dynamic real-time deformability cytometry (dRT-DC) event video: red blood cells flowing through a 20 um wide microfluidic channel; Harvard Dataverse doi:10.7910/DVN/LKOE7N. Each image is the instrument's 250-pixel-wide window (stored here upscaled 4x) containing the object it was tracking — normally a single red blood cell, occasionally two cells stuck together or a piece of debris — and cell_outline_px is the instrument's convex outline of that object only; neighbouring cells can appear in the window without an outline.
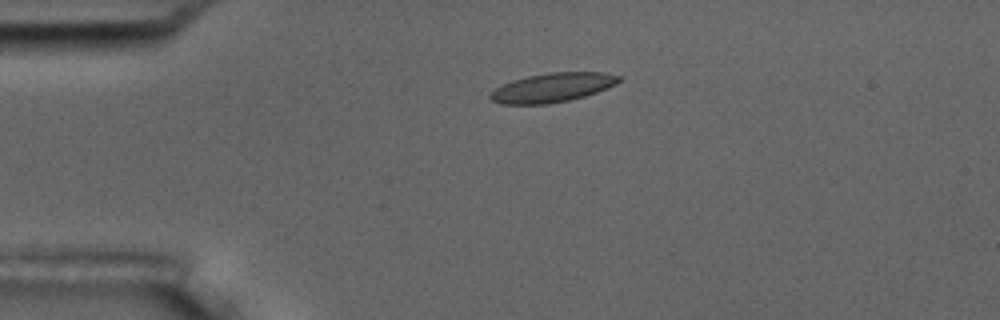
{"species": "common noctule bat (a hibernating species)", "species_latin": "Nyctalus noctula", "temperature_condition": "room temperature", "stored_images_in_passage": 2, "camera_frame_rate_fps": 3000, "um_per_image_px": 0.085, "animal": {"sex": "male", "body_mass_g": 17.5, "forearm_length_mm": 52.3}, "frame": {"image": 1, "passage_image": 1, "time_ms": 0.0, "image_size_px": [1000, 320], "cell_outline_px": [[624, 76], [616, 84], [596, 92], [584, 96], [568, 100], [548, 104], [500, 104], [492, 100], [488, 96], [496, 88], [512, 80], [528, 76], [548, 72], [604, 72]], "centroid_in_image_um": [46.98, 7.43], "position_along_channel_um": 38.0, "area_um2": 21.79}}